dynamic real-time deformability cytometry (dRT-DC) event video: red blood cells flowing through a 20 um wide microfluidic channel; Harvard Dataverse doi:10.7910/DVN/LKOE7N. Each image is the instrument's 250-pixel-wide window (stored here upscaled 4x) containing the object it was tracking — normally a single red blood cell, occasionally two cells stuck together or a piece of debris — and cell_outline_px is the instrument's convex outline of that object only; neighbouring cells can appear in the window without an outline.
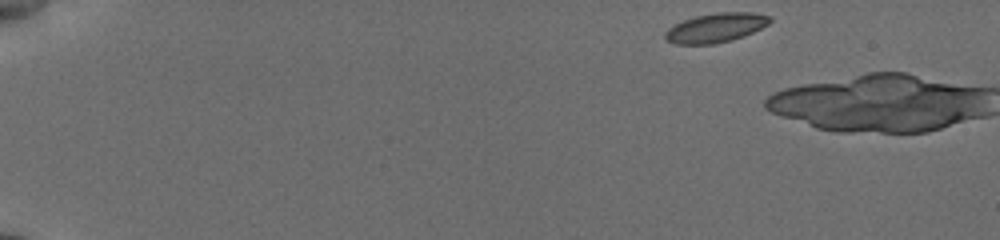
{"species": "common noctule bat (a hibernating species)", "species_latin": "Nyctalus noctula", "temperature_condition": "cold", "stored_images_in_passage": 4, "camera_frame_rate_fps": 3000, "um_per_image_px": 0.085, "animal": {"sex": "female", "body_mass_g": 19.5, "forearm_length_mm": 54.1}, "frame": {"image": 1, "passage_image": 1, "time_ms": 0.0, "image_size_px": [1000, 240], "cell_outline_px": [[772, 20], [768, 24], [752, 32], [728, 40], [712, 44], [676, 44], [668, 40], [664, 36], [664, 32], [668, 28], [684, 20], [696, 16], [716, 12], [752, 12], [768, 16]], "centroid_in_image_um": [60.81, 2.34], "position_along_channel_um": 24.2, "area_um2": 17.46}}